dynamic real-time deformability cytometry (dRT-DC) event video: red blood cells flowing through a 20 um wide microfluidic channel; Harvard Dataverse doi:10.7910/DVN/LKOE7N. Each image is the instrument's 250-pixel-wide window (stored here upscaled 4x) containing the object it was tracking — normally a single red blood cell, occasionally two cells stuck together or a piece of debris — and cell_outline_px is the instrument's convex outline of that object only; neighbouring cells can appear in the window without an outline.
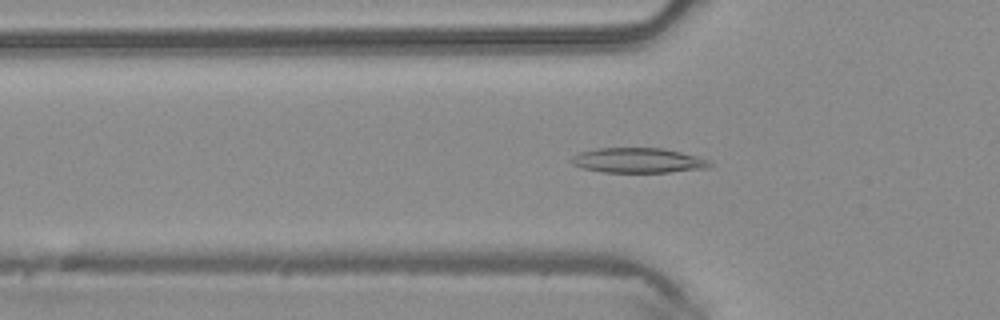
{"species": "common noctule bat (a hibernating species)", "species_latin": "Nyctalus noctula", "temperature_condition": "warm", "stored_images_in_passage": 36, "camera_frame_rate_fps": 3000, "um_per_image_px": 0.085, "animal": {"sex": "male", "body_mass_g": 20.4}, "frame": {"image": 1, "passage_image": 5, "time_ms": 1.333, "image_size_px": [1000, 320], "cell_outline_px": [[712, 168], [668, 172], [600, 172], [584, 168], [572, 164], [568, 160], [572, 156], [580, 152], [596, 148], [664, 148], [696, 156], [708, 160], [712, 164]], "centroid_in_image_um": [54.23, 13.63], "position_along_channel_um": 71.6, "area_um2": 20.23}}
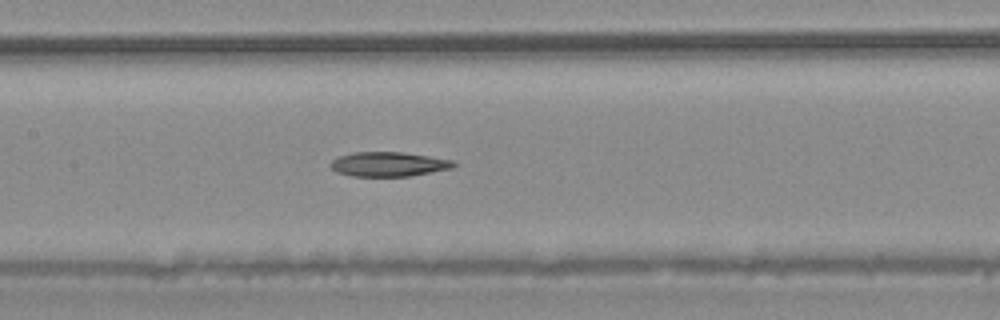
{"frame": {"image": 2, "passage_image": 12, "time_ms": 3.667, "image_size_px": [1000, 320], "cell_outline_px": [[456, 164], [452, 168], [408, 176], [352, 176], [336, 172], [328, 164], [332, 160], [340, 156], [352, 152], [404, 152], [456, 160]], "centroid_in_image_um": [33.03, 13.95], "position_along_channel_um": 174.4, "area_um2": 17.63}}
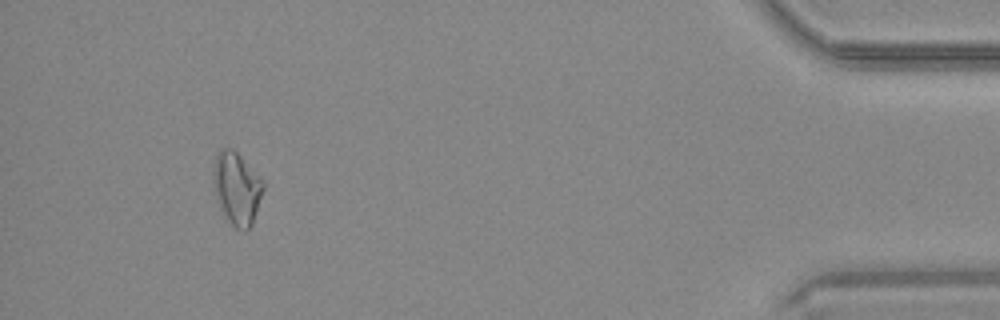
{"frame": {"image": 3, "passage_image": 33, "time_ms": 10.667, "image_size_px": [1000, 320], "cell_outline_px": [[264, 188], [252, 224], [244, 232], [228, 224], [216, 200], [212, 180], [212, 172], [216, 156], [220, 148], [232, 148], [264, 180]], "centroid_in_image_um": [20.1, 16.03], "position_along_channel_um": 415.1, "area_um2": 21.39}}